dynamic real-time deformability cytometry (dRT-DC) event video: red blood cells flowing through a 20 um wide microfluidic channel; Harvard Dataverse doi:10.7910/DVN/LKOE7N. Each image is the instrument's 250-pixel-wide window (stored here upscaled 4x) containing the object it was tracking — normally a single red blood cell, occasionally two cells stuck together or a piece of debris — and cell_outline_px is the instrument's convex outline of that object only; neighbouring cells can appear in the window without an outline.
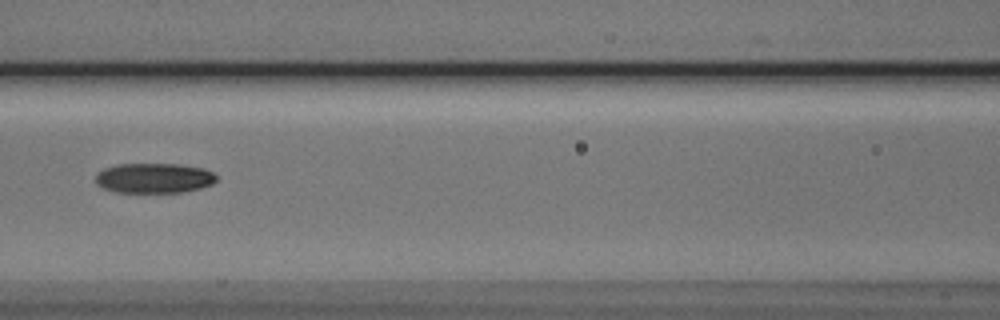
{"species": "Egyptian fruit bat (a non-hibernating species)", "species_latin": "Rousettus aegyptiacus", "temperature_condition": "cold", "stored_images_in_passage": 3, "camera_frame_rate_fps": 3000, "um_per_image_px": 0.085, "animal": {"sex": "male"}, "frame": {"image": 1, "passage_image": 3, "time_ms": 2.333, "image_size_px": [1000, 320], "cell_outline_px": [[216, 180], [212, 184], [200, 188], [184, 192], [116, 192], [104, 188], [96, 184], [96, 172], [104, 168], [120, 164], [180, 164], [204, 168], [212, 172], [216, 176]], "centroid_in_image_um": [13.09, 15.13], "position_along_channel_um": 153.5, "area_um2": 21.15}}